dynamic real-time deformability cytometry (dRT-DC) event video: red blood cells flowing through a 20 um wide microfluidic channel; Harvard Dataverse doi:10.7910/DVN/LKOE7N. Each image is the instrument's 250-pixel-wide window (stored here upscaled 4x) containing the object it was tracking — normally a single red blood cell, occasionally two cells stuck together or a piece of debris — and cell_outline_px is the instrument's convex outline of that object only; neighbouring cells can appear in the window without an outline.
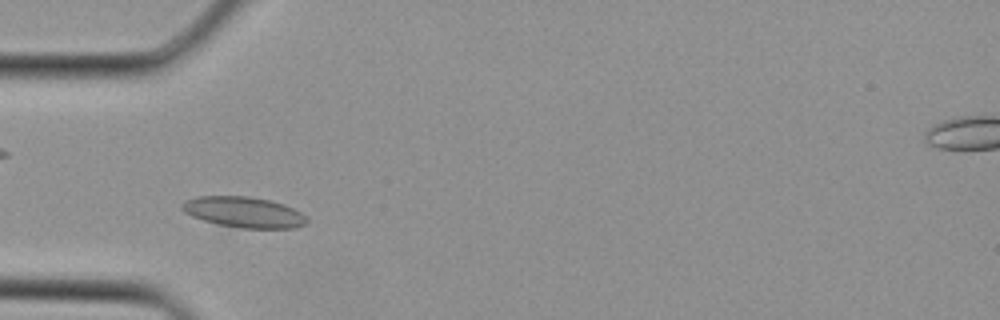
{"species": "Egyptian fruit bat (a non-hibernating species)", "species_latin": "Rousettus aegyptiacus", "temperature_condition": "cold", "stored_images_in_passage": 2, "camera_frame_rate_fps": 3000, "um_per_image_px": 0.085, "animal": {"sex": "female"}, "frame": {"image": 1, "passage_image": 2, "time_ms": 0.333, "image_size_px": [1000, 320], "cell_outline_px": [[308, 224], [292, 228], [240, 228], [216, 224], [192, 216], [184, 212], [180, 208], [180, 204], [184, 200], [196, 196], [248, 196], [268, 200], [284, 204], [300, 212], [308, 220]], "centroid_in_image_um": [20.68, 18.03], "position_along_channel_um": 64.3, "area_um2": 22.43}}